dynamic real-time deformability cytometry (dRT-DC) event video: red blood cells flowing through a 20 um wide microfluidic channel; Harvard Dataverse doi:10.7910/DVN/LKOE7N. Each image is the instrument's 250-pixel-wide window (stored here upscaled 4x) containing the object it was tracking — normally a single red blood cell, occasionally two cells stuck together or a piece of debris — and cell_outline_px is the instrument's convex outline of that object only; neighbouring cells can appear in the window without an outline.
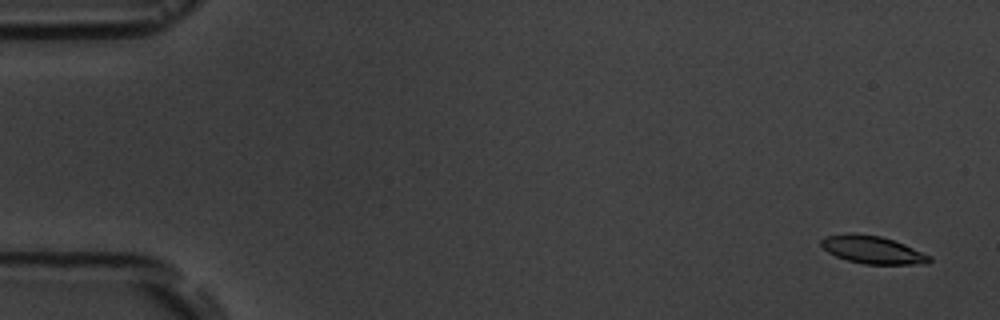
{"species": "common noctule bat (a hibernating species)", "species_latin": "Nyctalus noctula", "temperature_condition": "room temperature", "stored_images_in_passage": 4, "camera_frame_rate_fps": 3000, "um_per_image_px": 0.085, "animal": {"sex": "male", "body_mass_g": 19.5, "forearm_length_mm": 54.6}, "frame": {"image": 1, "passage_image": 1, "time_ms": 0.0, "image_size_px": [1000, 320], "cell_outline_px": [[932, 260], [928, 264], [864, 264], [848, 260], [836, 256], [828, 252], [820, 244], [820, 240], [824, 236], [848, 232], [852, 232], [880, 236], [904, 244], [932, 256]], "centroid_in_image_um": [74.16, 21.22], "position_along_channel_um": 10.8, "area_um2": 17.63}}